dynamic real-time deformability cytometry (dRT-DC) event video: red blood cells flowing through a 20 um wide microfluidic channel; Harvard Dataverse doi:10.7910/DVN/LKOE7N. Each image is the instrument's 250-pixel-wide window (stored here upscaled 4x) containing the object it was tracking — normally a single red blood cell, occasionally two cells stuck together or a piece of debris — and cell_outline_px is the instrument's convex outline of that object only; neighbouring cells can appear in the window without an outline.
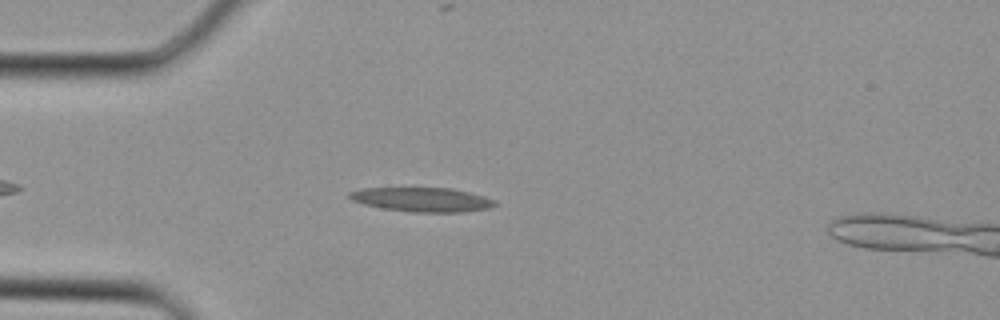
{"species": "Egyptian fruit bat (a non-hibernating species)", "species_latin": "Rousettus aegyptiacus", "temperature_condition": "cold", "stored_images_in_passage": 28, "camera_frame_rate_fps": 3000, "um_per_image_px": 0.085, "animal": {"sex": "female"}, "frame": {"image": 1, "passage_image": 5, "time_ms": 1.333, "image_size_px": [1000, 320], "cell_outline_px": [[496, 204], [488, 208], [460, 212], [412, 212], [384, 208], [364, 204], [352, 200], [348, 196], [348, 192], [364, 188], [448, 188], [468, 192], [484, 196], [496, 200]], "centroid_in_image_um": [35.87, 16.96], "position_along_channel_um": 49.1, "area_um2": 20.29}}
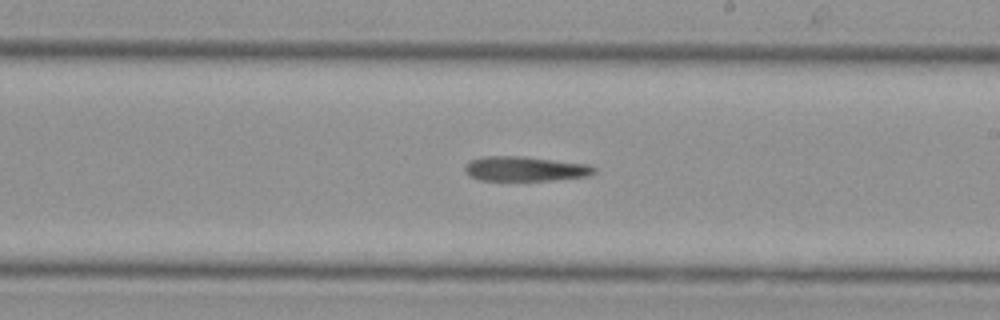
{"frame": {"image": 2, "passage_image": 16, "time_ms": 5.0, "image_size_px": [1000, 320], "cell_outline_px": [[596, 172], [588, 176], [548, 180], [480, 180], [464, 172], [464, 164], [472, 160], [484, 156], [520, 156], [588, 164], [596, 168]], "centroid_in_image_um": [44.62, 14.34], "position_along_channel_um": 244.4, "area_um2": 18.44}}
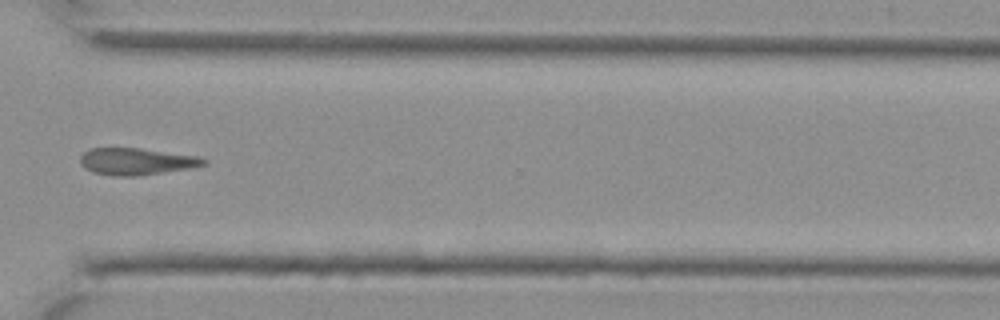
{"frame": {"image": 3, "passage_image": 22, "time_ms": 7.0, "image_size_px": [1000, 320], "cell_outline_px": [[208, 164], [192, 168], [136, 176], [112, 176], [92, 172], [84, 168], [80, 164], [80, 156], [88, 148], [140, 148], [196, 156], [208, 160]], "centroid_in_image_um": [11.57, 13.73], "position_along_channel_um": 359.0, "area_um2": 19.48}}